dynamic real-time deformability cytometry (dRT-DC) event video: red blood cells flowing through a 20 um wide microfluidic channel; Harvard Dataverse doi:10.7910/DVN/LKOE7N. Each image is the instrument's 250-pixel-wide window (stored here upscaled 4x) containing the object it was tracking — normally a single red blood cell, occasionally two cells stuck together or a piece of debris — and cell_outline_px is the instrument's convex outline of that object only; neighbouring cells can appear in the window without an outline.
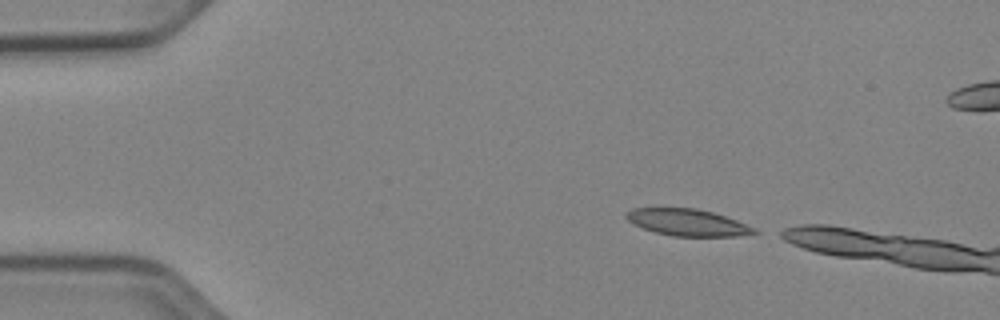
{"species": "Egyptian fruit bat (a non-hibernating species)", "species_latin": "Rousettus aegyptiacus", "temperature_condition": "cold", "stored_images_in_passage": 13, "camera_frame_rate_fps": 3000, "um_per_image_px": 0.085, "animal": {"sex": "female"}, "frame": {"image": 1, "passage_image": 1, "time_ms": 0.0, "image_size_px": [1000, 320], "cell_outline_px": [[760, 232], [736, 236], [672, 236], [656, 232], [632, 224], [624, 216], [632, 208], [696, 208], [712, 212], [736, 220], [756, 228]], "centroid_in_image_um": [58.44, 18.91], "position_along_channel_um": 26.6, "area_um2": 19.83}}
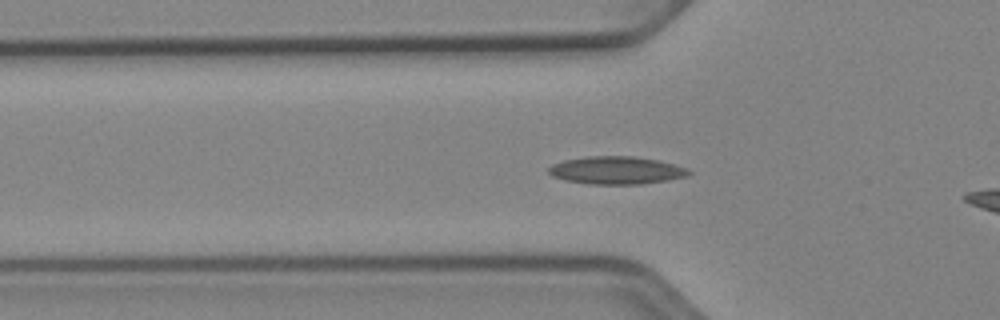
{"frame": {"image": 2, "passage_image": 10, "time_ms": 3.0, "image_size_px": [1000, 320], "cell_outline_px": [[692, 172], [688, 176], [668, 180], [640, 184], [588, 184], [564, 180], [552, 176], [548, 172], [548, 168], [552, 164], [564, 160], [588, 156], [632, 156], [660, 160], [688, 168]], "centroid_in_image_um": [52.4, 14.47], "position_along_channel_um": 73.4, "area_um2": 22.83}}